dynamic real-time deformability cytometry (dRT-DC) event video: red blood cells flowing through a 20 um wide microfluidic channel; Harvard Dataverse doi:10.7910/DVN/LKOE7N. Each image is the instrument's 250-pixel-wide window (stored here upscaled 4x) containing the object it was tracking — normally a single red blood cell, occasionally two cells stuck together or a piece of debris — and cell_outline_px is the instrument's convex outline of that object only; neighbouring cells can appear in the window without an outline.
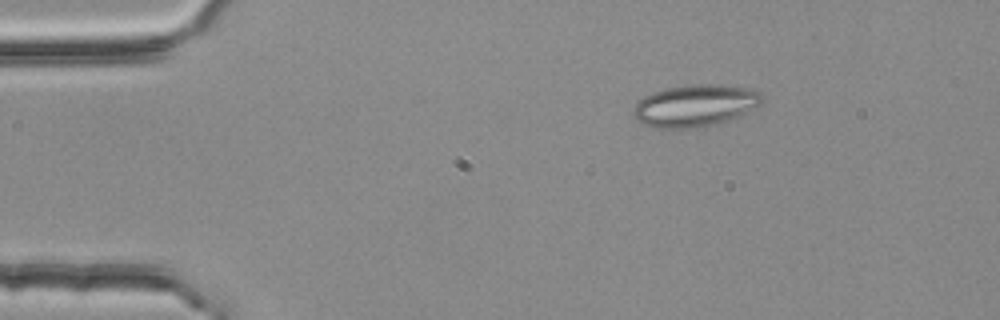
{"species": "common noctule bat (a hibernating species)", "species_latin": "Nyctalus noctula", "temperature_condition": "room temperature", "stored_images_in_passage": 3, "segment_of_instrument_passage": [1, 2], "camera_frame_rate_fps": 3000, "um_per_image_px": 0.085, "animal": {"sex": "female", "body_mass_g": 25.1}, "frame": {"image": 1, "passage_image": 1, "time_ms": 0.0, "image_size_px": [1000, 320], "cell_outline_px": [[764, 96], [760, 104], [728, 120], [712, 124], [688, 128], [652, 128], [640, 124], [632, 116], [632, 108], [644, 96], [652, 92], [664, 88], [692, 84], [720, 84], [752, 88], [764, 92]], "centroid_in_image_um": [59.04, 8.95], "position_along_channel_um": 26.0, "area_um2": 31.73}}